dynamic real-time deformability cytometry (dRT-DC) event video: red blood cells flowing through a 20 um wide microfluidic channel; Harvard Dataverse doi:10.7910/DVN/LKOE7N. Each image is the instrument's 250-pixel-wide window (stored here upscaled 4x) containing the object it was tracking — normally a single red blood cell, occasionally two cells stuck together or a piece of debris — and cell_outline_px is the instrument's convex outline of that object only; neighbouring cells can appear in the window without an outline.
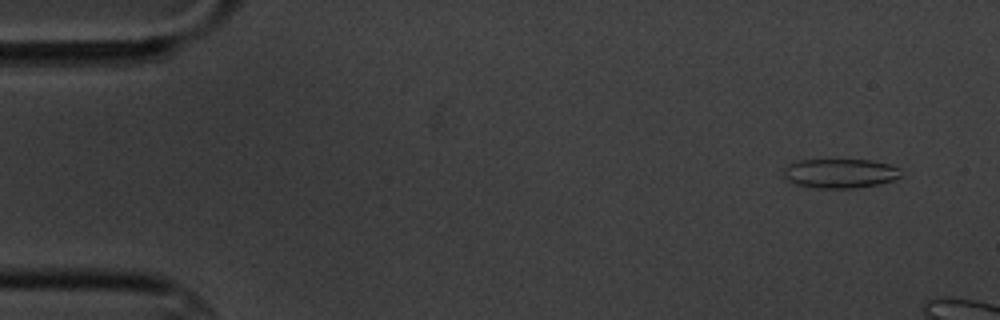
{"species": "common noctule bat (a hibernating species)", "species_latin": "Nyctalus noctula", "temperature_condition": "cold", "stored_images_in_passage": 5, "camera_frame_rate_fps": 3000, "um_per_image_px": 0.085, "animal": {"sex": "male", "body_mass_g": 20.1, "forearm_length_mm": 53.5}, "frame": {"image": 1, "passage_image": 2, "time_ms": 1.0, "image_size_px": [1000, 320], "cell_outline_px": [[900, 176], [892, 180], [880, 184], [852, 188], [816, 188], [796, 184], [784, 180], [784, 168], [796, 160], [872, 160], [888, 164], [900, 168]], "centroid_in_image_um": [71.38, 14.74], "position_along_channel_um": 13.6, "area_um2": 20.06}}